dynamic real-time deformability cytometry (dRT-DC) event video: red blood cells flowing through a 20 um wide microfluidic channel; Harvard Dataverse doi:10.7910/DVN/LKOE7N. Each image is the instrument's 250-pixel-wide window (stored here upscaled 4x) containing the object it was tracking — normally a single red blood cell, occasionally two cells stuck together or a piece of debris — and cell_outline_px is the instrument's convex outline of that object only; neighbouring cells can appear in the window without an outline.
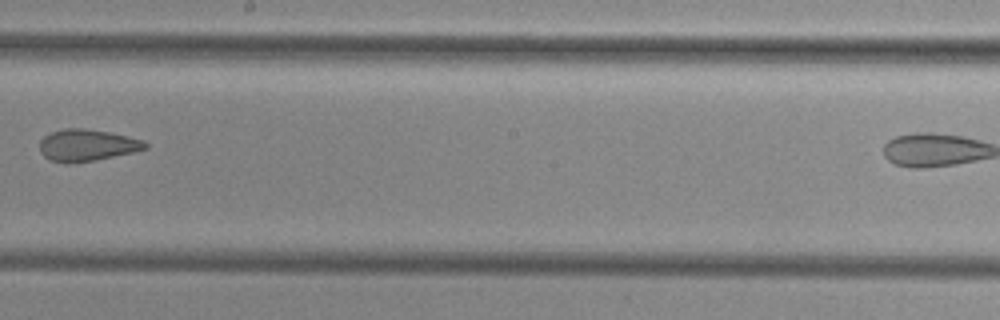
{"species": "common noctule bat (a hibernating species)", "species_latin": "Nyctalus noctula", "temperature_condition": "cold", "stored_images_in_passage": 10, "camera_frame_rate_fps": 3000, "um_per_image_px": 0.085, "animal": {"sex": "female", "body_mass_g": 29.2, "forearm_length_mm": 56.3}, "frame": {"image": 1, "passage_image": 9, "time_ms": 10.0, "image_size_px": [1000, 320], "cell_outline_px": [[148, 148], [132, 152], [96, 160], [76, 164], [68, 164], [52, 160], [44, 156], [40, 152], [40, 140], [44, 136], [52, 132], [64, 128], [84, 128], [108, 132], [128, 136], [144, 140], [148, 144]], "centroid_in_image_um": [7.39, 12.35], "position_along_channel_um": 240.8, "area_um2": 19.65}}